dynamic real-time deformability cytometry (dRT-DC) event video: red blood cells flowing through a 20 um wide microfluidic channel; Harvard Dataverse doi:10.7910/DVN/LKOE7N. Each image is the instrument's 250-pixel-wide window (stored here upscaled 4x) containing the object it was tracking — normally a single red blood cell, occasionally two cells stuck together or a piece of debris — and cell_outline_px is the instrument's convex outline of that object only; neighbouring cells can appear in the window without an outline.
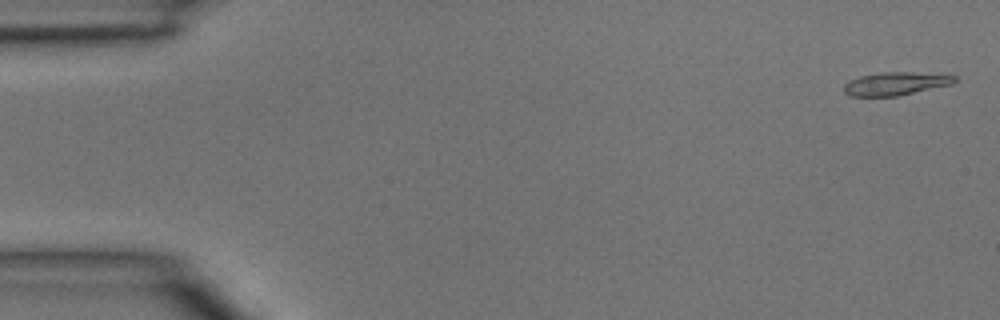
{"species": "common noctule bat (a hibernating species)", "species_latin": "Nyctalus noctula", "temperature_condition": "room temperature", "stored_images_in_passage": 45, "camera_frame_rate_fps": 3000, "um_per_image_px": 0.085, "animal": {"sex": "male", "body_mass_g": 15.6}, "frame": {"image": 1, "passage_image": 1, "time_ms": 0.0, "image_size_px": [1000, 320], "cell_outline_px": [[956, 80], [952, 84], [900, 96], [848, 96], [844, 92], [844, 84], [848, 80], [860, 76], [880, 72], [912, 72], [956, 76]], "centroid_in_image_um": [76.08, 7.12], "position_along_channel_um": 8.9, "area_um2": 14.97}}
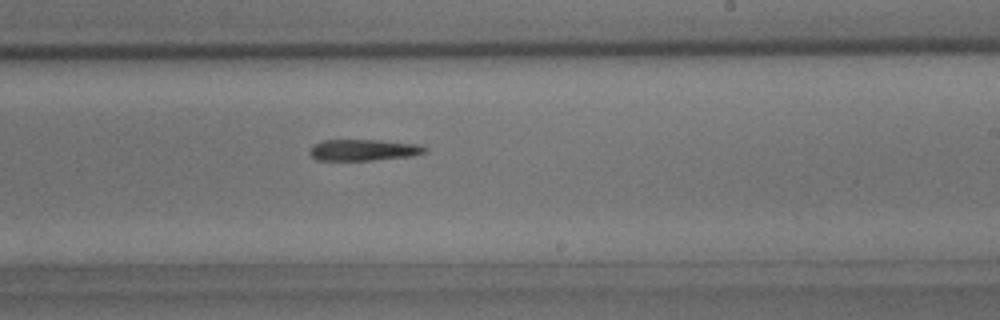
{"frame": {"image": 2, "passage_image": 27, "time_ms": 8.667, "image_size_px": [1000, 320], "cell_outline_px": [[428, 148], [424, 152], [412, 156], [372, 160], [316, 160], [308, 152], [316, 144], [324, 140], [380, 140], [420, 144]], "centroid_in_image_um": [30.94, 12.75], "position_along_channel_um": 258.1, "area_um2": 14.22}}
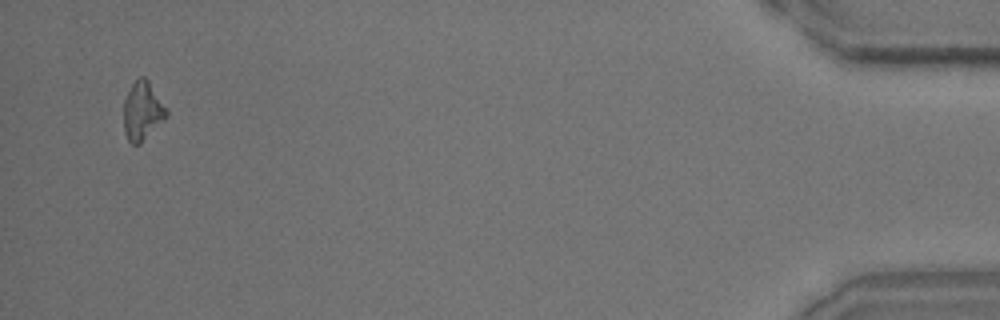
{"frame": {"image": 3, "passage_image": 44, "time_ms": 14.333, "image_size_px": [1000, 320], "cell_outline_px": [[168, 116], [140, 144], [132, 144], [128, 140], [124, 132], [124, 100], [132, 84], [140, 76], [144, 76], [148, 80], [168, 108]], "centroid_in_image_um": [12.13, 9.43], "position_along_channel_um": 423.1, "area_um2": 14.68}}